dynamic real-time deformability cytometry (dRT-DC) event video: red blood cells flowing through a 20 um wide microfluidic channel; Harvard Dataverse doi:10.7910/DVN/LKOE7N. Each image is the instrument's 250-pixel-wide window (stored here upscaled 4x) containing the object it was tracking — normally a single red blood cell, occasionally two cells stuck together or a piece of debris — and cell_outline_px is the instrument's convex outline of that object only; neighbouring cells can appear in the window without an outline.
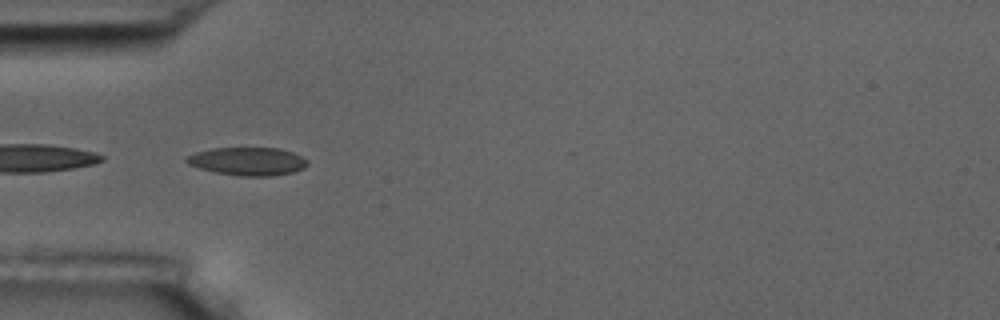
{"species": "common noctule bat (a hibernating species)", "species_latin": "Nyctalus noctula", "temperature_condition": "room temperature", "stored_images_in_passage": 5, "camera_frame_rate_fps": 3000, "um_per_image_px": 0.085, "animal": {"sex": "male", "body_mass_g": 17.5, "forearm_length_mm": 52.3}, "frame": {"image": 1, "passage_image": 4, "time_ms": 4.333, "image_size_px": [1000, 320], "cell_outline_px": [[308, 164], [304, 168], [292, 172], [272, 176], [240, 176], [216, 172], [200, 168], [188, 164], [184, 160], [184, 156], [196, 152], [212, 148], [280, 148], [292, 152], [308, 160]], "centroid_in_image_um": [21.04, 13.71], "position_along_channel_um": 64.0, "area_um2": 19.83}}